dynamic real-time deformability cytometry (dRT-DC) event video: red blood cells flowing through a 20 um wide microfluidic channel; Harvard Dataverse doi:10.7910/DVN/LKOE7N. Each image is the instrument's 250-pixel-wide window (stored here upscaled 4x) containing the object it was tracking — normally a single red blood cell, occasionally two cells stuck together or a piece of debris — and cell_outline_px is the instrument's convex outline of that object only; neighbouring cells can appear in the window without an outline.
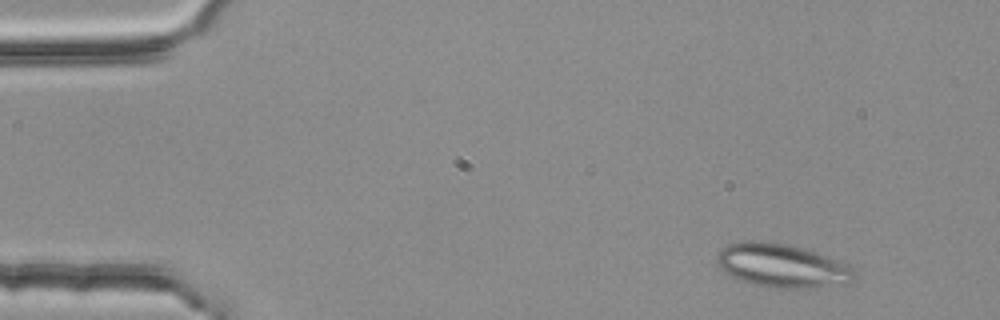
{"species": "common noctule bat (a hibernating species)", "species_latin": "Nyctalus noctula", "temperature_condition": "room temperature", "stored_images_in_passage": 4, "segment_of_instrument_passage": [2, 2], "camera_frame_rate_fps": 3000, "um_per_image_px": 0.085, "animal": {"sex": "female", "body_mass_g": 25.1}, "frame": {"image": 1, "passage_image": 4, "time_ms": 1.0, "image_size_px": [1000, 320], "cell_outline_px": [[852, 280], [848, 284], [804, 288], [788, 288], [756, 284], [740, 280], [724, 272], [720, 268], [716, 260], [716, 256], [720, 248], [728, 244], [748, 240], [752, 240], [784, 244], [812, 252], [836, 260], [852, 268]], "centroid_in_image_um": [66.38, 22.58], "position_along_channel_um": 18.6, "area_um2": 33.99}}